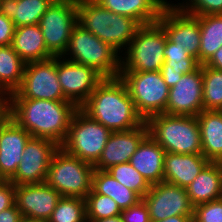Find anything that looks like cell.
<instances>
[{
  "label": "cell",
  "instance_id": "obj_32",
  "mask_svg": "<svg viewBox=\"0 0 222 222\" xmlns=\"http://www.w3.org/2000/svg\"><path fill=\"white\" fill-rule=\"evenodd\" d=\"M106 171L120 184L133 190L141 198L150 190L151 185L129 162L113 165Z\"/></svg>",
  "mask_w": 222,
  "mask_h": 222
},
{
  "label": "cell",
  "instance_id": "obj_22",
  "mask_svg": "<svg viewBox=\"0 0 222 222\" xmlns=\"http://www.w3.org/2000/svg\"><path fill=\"white\" fill-rule=\"evenodd\" d=\"M113 13L135 19L140 25L156 23L167 0H95Z\"/></svg>",
  "mask_w": 222,
  "mask_h": 222
},
{
  "label": "cell",
  "instance_id": "obj_11",
  "mask_svg": "<svg viewBox=\"0 0 222 222\" xmlns=\"http://www.w3.org/2000/svg\"><path fill=\"white\" fill-rule=\"evenodd\" d=\"M12 99L67 100L57 74V57L26 63L22 83Z\"/></svg>",
  "mask_w": 222,
  "mask_h": 222
},
{
  "label": "cell",
  "instance_id": "obj_45",
  "mask_svg": "<svg viewBox=\"0 0 222 222\" xmlns=\"http://www.w3.org/2000/svg\"><path fill=\"white\" fill-rule=\"evenodd\" d=\"M88 222H123L121 215L113 216L109 218H103L99 220H87Z\"/></svg>",
  "mask_w": 222,
  "mask_h": 222
},
{
  "label": "cell",
  "instance_id": "obj_36",
  "mask_svg": "<svg viewBox=\"0 0 222 222\" xmlns=\"http://www.w3.org/2000/svg\"><path fill=\"white\" fill-rule=\"evenodd\" d=\"M192 219L196 222H222V198L194 207Z\"/></svg>",
  "mask_w": 222,
  "mask_h": 222
},
{
  "label": "cell",
  "instance_id": "obj_24",
  "mask_svg": "<svg viewBox=\"0 0 222 222\" xmlns=\"http://www.w3.org/2000/svg\"><path fill=\"white\" fill-rule=\"evenodd\" d=\"M186 190L193 207L222 198L220 163L210 162Z\"/></svg>",
  "mask_w": 222,
  "mask_h": 222
},
{
  "label": "cell",
  "instance_id": "obj_38",
  "mask_svg": "<svg viewBox=\"0 0 222 222\" xmlns=\"http://www.w3.org/2000/svg\"><path fill=\"white\" fill-rule=\"evenodd\" d=\"M15 204V185L6 180L0 185V212Z\"/></svg>",
  "mask_w": 222,
  "mask_h": 222
},
{
  "label": "cell",
  "instance_id": "obj_27",
  "mask_svg": "<svg viewBox=\"0 0 222 222\" xmlns=\"http://www.w3.org/2000/svg\"><path fill=\"white\" fill-rule=\"evenodd\" d=\"M92 189L97 194L112 198L121 211L136 205L142 200L137 193L124 187L106 170H94L92 175Z\"/></svg>",
  "mask_w": 222,
  "mask_h": 222
},
{
  "label": "cell",
  "instance_id": "obj_35",
  "mask_svg": "<svg viewBox=\"0 0 222 222\" xmlns=\"http://www.w3.org/2000/svg\"><path fill=\"white\" fill-rule=\"evenodd\" d=\"M186 5L177 6L191 16L222 14V0H188Z\"/></svg>",
  "mask_w": 222,
  "mask_h": 222
},
{
  "label": "cell",
  "instance_id": "obj_40",
  "mask_svg": "<svg viewBox=\"0 0 222 222\" xmlns=\"http://www.w3.org/2000/svg\"><path fill=\"white\" fill-rule=\"evenodd\" d=\"M14 30L13 21L0 12V46L11 45Z\"/></svg>",
  "mask_w": 222,
  "mask_h": 222
},
{
  "label": "cell",
  "instance_id": "obj_5",
  "mask_svg": "<svg viewBox=\"0 0 222 222\" xmlns=\"http://www.w3.org/2000/svg\"><path fill=\"white\" fill-rule=\"evenodd\" d=\"M65 55H71L69 61L93 67L104 78L119 77L121 56L118 51L78 23L72 30Z\"/></svg>",
  "mask_w": 222,
  "mask_h": 222
},
{
  "label": "cell",
  "instance_id": "obj_1",
  "mask_svg": "<svg viewBox=\"0 0 222 222\" xmlns=\"http://www.w3.org/2000/svg\"><path fill=\"white\" fill-rule=\"evenodd\" d=\"M78 107L69 100L12 99V119L32 137L65 141Z\"/></svg>",
  "mask_w": 222,
  "mask_h": 222
},
{
  "label": "cell",
  "instance_id": "obj_41",
  "mask_svg": "<svg viewBox=\"0 0 222 222\" xmlns=\"http://www.w3.org/2000/svg\"><path fill=\"white\" fill-rule=\"evenodd\" d=\"M163 80L169 88H172L184 75L182 70H175L170 65H162L160 70Z\"/></svg>",
  "mask_w": 222,
  "mask_h": 222
},
{
  "label": "cell",
  "instance_id": "obj_25",
  "mask_svg": "<svg viewBox=\"0 0 222 222\" xmlns=\"http://www.w3.org/2000/svg\"><path fill=\"white\" fill-rule=\"evenodd\" d=\"M202 155L210 162L222 161V112L203 110L197 116Z\"/></svg>",
  "mask_w": 222,
  "mask_h": 222
},
{
  "label": "cell",
  "instance_id": "obj_6",
  "mask_svg": "<svg viewBox=\"0 0 222 222\" xmlns=\"http://www.w3.org/2000/svg\"><path fill=\"white\" fill-rule=\"evenodd\" d=\"M167 35L158 23L141 25L121 57L120 72L160 71L164 64L163 51Z\"/></svg>",
  "mask_w": 222,
  "mask_h": 222
},
{
  "label": "cell",
  "instance_id": "obj_30",
  "mask_svg": "<svg viewBox=\"0 0 222 222\" xmlns=\"http://www.w3.org/2000/svg\"><path fill=\"white\" fill-rule=\"evenodd\" d=\"M202 102L204 110L222 109V71L203 64Z\"/></svg>",
  "mask_w": 222,
  "mask_h": 222
},
{
  "label": "cell",
  "instance_id": "obj_47",
  "mask_svg": "<svg viewBox=\"0 0 222 222\" xmlns=\"http://www.w3.org/2000/svg\"><path fill=\"white\" fill-rule=\"evenodd\" d=\"M6 179L0 174V185H2Z\"/></svg>",
  "mask_w": 222,
  "mask_h": 222
},
{
  "label": "cell",
  "instance_id": "obj_3",
  "mask_svg": "<svg viewBox=\"0 0 222 222\" xmlns=\"http://www.w3.org/2000/svg\"><path fill=\"white\" fill-rule=\"evenodd\" d=\"M77 23L118 52L127 48L141 26L135 19L113 13L95 0H77Z\"/></svg>",
  "mask_w": 222,
  "mask_h": 222
},
{
  "label": "cell",
  "instance_id": "obj_37",
  "mask_svg": "<svg viewBox=\"0 0 222 222\" xmlns=\"http://www.w3.org/2000/svg\"><path fill=\"white\" fill-rule=\"evenodd\" d=\"M123 222H151L146 203L140 200L136 205L121 211Z\"/></svg>",
  "mask_w": 222,
  "mask_h": 222
},
{
  "label": "cell",
  "instance_id": "obj_12",
  "mask_svg": "<svg viewBox=\"0 0 222 222\" xmlns=\"http://www.w3.org/2000/svg\"><path fill=\"white\" fill-rule=\"evenodd\" d=\"M59 147L52 140L31 137L25 145L22 160L9 181L15 186L45 182L51 159Z\"/></svg>",
  "mask_w": 222,
  "mask_h": 222
},
{
  "label": "cell",
  "instance_id": "obj_29",
  "mask_svg": "<svg viewBox=\"0 0 222 222\" xmlns=\"http://www.w3.org/2000/svg\"><path fill=\"white\" fill-rule=\"evenodd\" d=\"M199 27V64L203 65L222 46V14L199 16Z\"/></svg>",
  "mask_w": 222,
  "mask_h": 222
},
{
  "label": "cell",
  "instance_id": "obj_31",
  "mask_svg": "<svg viewBox=\"0 0 222 222\" xmlns=\"http://www.w3.org/2000/svg\"><path fill=\"white\" fill-rule=\"evenodd\" d=\"M86 202L79 197L62 196L47 222H86Z\"/></svg>",
  "mask_w": 222,
  "mask_h": 222
},
{
  "label": "cell",
  "instance_id": "obj_28",
  "mask_svg": "<svg viewBox=\"0 0 222 222\" xmlns=\"http://www.w3.org/2000/svg\"><path fill=\"white\" fill-rule=\"evenodd\" d=\"M25 66L11 45L0 46V88L15 92L22 83Z\"/></svg>",
  "mask_w": 222,
  "mask_h": 222
},
{
  "label": "cell",
  "instance_id": "obj_23",
  "mask_svg": "<svg viewBox=\"0 0 222 222\" xmlns=\"http://www.w3.org/2000/svg\"><path fill=\"white\" fill-rule=\"evenodd\" d=\"M11 47L25 63L53 58L48 52L41 28L38 24L15 28Z\"/></svg>",
  "mask_w": 222,
  "mask_h": 222
},
{
  "label": "cell",
  "instance_id": "obj_15",
  "mask_svg": "<svg viewBox=\"0 0 222 222\" xmlns=\"http://www.w3.org/2000/svg\"><path fill=\"white\" fill-rule=\"evenodd\" d=\"M167 38L184 48L199 63L201 32L199 16L184 13L176 4H168L157 21Z\"/></svg>",
  "mask_w": 222,
  "mask_h": 222
},
{
  "label": "cell",
  "instance_id": "obj_19",
  "mask_svg": "<svg viewBox=\"0 0 222 222\" xmlns=\"http://www.w3.org/2000/svg\"><path fill=\"white\" fill-rule=\"evenodd\" d=\"M32 136L14 119L0 127V174L9 180L22 160L26 143Z\"/></svg>",
  "mask_w": 222,
  "mask_h": 222
},
{
  "label": "cell",
  "instance_id": "obj_20",
  "mask_svg": "<svg viewBox=\"0 0 222 222\" xmlns=\"http://www.w3.org/2000/svg\"><path fill=\"white\" fill-rule=\"evenodd\" d=\"M209 163L202 154L166 153L163 181L187 189Z\"/></svg>",
  "mask_w": 222,
  "mask_h": 222
},
{
  "label": "cell",
  "instance_id": "obj_16",
  "mask_svg": "<svg viewBox=\"0 0 222 222\" xmlns=\"http://www.w3.org/2000/svg\"><path fill=\"white\" fill-rule=\"evenodd\" d=\"M203 65L181 79L169 89L166 114L197 116L204 110L202 102Z\"/></svg>",
  "mask_w": 222,
  "mask_h": 222
},
{
  "label": "cell",
  "instance_id": "obj_26",
  "mask_svg": "<svg viewBox=\"0 0 222 222\" xmlns=\"http://www.w3.org/2000/svg\"><path fill=\"white\" fill-rule=\"evenodd\" d=\"M55 0H0V12L11 19L15 28L37 25Z\"/></svg>",
  "mask_w": 222,
  "mask_h": 222
},
{
  "label": "cell",
  "instance_id": "obj_10",
  "mask_svg": "<svg viewBox=\"0 0 222 222\" xmlns=\"http://www.w3.org/2000/svg\"><path fill=\"white\" fill-rule=\"evenodd\" d=\"M77 24V0H55L39 20L48 52L63 57Z\"/></svg>",
  "mask_w": 222,
  "mask_h": 222
},
{
  "label": "cell",
  "instance_id": "obj_17",
  "mask_svg": "<svg viewBox=\"0 0 222 222\" xmlns=\"http://www.w3.org/2000/svg\"><path fill=\"white\" fill-rule=\"evenodd\" d=\"M61 197L46 182L15 186V204L24 218L47 222Z\"/></svg>",
  "mask_w": 222,
  "mask_h": 222
},
{
  "label": "cell",
  "instance_id": "obj_18",
  "mask_svg": "<svg viewBox=\"0 0 222 222\" xmlns=\"http://www.w3.org/2000/svg\"><path fill=\"white\" fill-rule=\"evenodd\" d=\"M148 135L147 123L127 131L112 132L94 170H107L116 164L130 162L138 145Z\"/></svg>",
  "mask_w": 222,
  "mask_h": 222
},
{
  "label": "cell",
  "instance_id": "obj_13",
  "mask_svg": "<svg viewBox=\"0 0 222 222\" xmlns=\"http://www.w3.org/2000/svg\"><path fill=\"white\" fill-rule=\"evenodd\" d=\"M142 200L146 203L151 222L172 216H193L194 207L187 190L168 182L151 185Z\"/></svg>",
  "mask_w": 222,
  "mask_h": 222
},
{
  "label": "cell",
  "instance_id": "obj_8",
  "mask_svg": "<svg viewBox=\"0 0 222 222\" xmlns=\"http://www.w3.org/2000/svg\"><path fill=\"white\" fill-rule=\"evenodd\" d=\"M111 133L78 108L71 119L67 137L60 147L69 155L94 165Z\"/></svg>",
  "mask_w": 222,
  "mask_h": 222
},
{
  "label": "cell",
  "instance_id": "obj_4",
  "mask_svg": "<svg viewBox=\"0 0 222 222\" xmlns=\"http://www.w3.org/2000/svg\"><path fill=\"white\" fill-rule=\"evenodd\" d=\"M148 134L166 151L174 154H202L201 134L196 116L156 114L146 121Z\"/></svg>",
  "mask_w": 222,
  "mask_h": 222
},
{
  "label": "cell",
  "instance_id": "obj_42",
  "mask_svg": "<svg viewBox=\"0 0 222 222\" xmlns=\"http://www.w3.org/2000/svg\"><path fill=\"white\" fill-rule=\"evenodd\" d=\"M22 218L16 204L0 212V222H20Z\"/></svg>",
  "mask_w": 222,
  "mask_h": 222
},
{
  "label": "cell",
  "instance_id": "obj_43",
  "mask_svg": "<svg viewBox=\"0 0 222 222\" xmlns=\"http://www.w3.org/2000/svg\"><path fill=\"white\" fill-rule=\"evenodd\" d=\"M204 65L222 71V46L212 55V57Z\"/></svg>",
  "mask_w": 222,
  "mask_h": 222
},
{
  "label": "cell",
  "instance_id": "obj_7",
  "mask_svg": "<svg viewBox=\"0 0 222 222\" xmlns=\"http://www.w3.org/2000/svg\"><path fill=\"white\" fill-rule=\"evenodd\" d=\"M94 166L61 147L53 154L45 182L61 196L85 199L92 190Z\"/></svg>",
  "mask_w": 222,
  "mask_h": 222
},
{
  "label": "cell",
  "instance_id": "obj_46",
  "mask_svg": "<svg viewBox=\"0 0 222 222\" xmlns=\"http://www.w3.org/2000/svg\"><path fill=\"white\" fill-rule=\"evenodd\" d=\"M20 222H42V220H36V219H29V218H22Z\"/></svg>",
  "mask_w": 222,
  "mask_h": 222
},
{
  "label": "cell",
  "instance_id": "obj_44",
  "mask_svg": "<svg viewBox=\"0 0 222 222\" xmlns=\"http://www.w3.org/2000/svg\"><path fill=\"white\" fill-rule=\"evenodd\" d=\"M193 216H172L165 220L152 221V222H190Z\"/></svg>",
  "mask_w": 222,
  "mask_h": 222
},
{
  "label": "cell",
  "instance_id": "obj_9",
  "mask_svg": "<svg viewBox=\"0 0 222 222\" xmlns=\"http://www.w3.org/2000/svg\"><path fill=\"white\" fill-rule=\"evenodd\" d=\"M119 77L144 121L152 115L165 113L170 88L160 71L120 72Z\"/></svg>",
  "mask_w": 222,
  "mask_h": 222
},
{
  "label": "cell",
  "instance_id": "obj_34",
  "mask_svg": "<svg viewBox=\"0 0 222 222\" xmlns=\"http://www.w3.org/2000/svg\"><path fill=\"white\" fill-rule=\"evenodd\" d=\"M163 55L165 57L163 65H170L175 70L180 69L184 74L192 73L200 66L196 58L168 38L166 39Z\"/></svg>",
  "mask_w": 222,
  "mask_h": 222
},
{
  "label": "cell",
  "instance_id": "obj_21",
  "mask_svg": "<svg viewBox=\"0 0 222 222\" xmlns=\"http://www.w3.org/2000/svg\"><path fill=\"white\" fill-rule=\"evenodd\" d=\"M166 151L148 134L131 156L130 164L150 184L163 181Z\"/></svg>",
  "mask_w": 222,
  "mask_h": 222
},
{
  "label": "cell",
  "instance_id": "obj_33",
  "mask_svg": "<svg viewBox=\"0 0 222 222\" xmlns=\"http://www.w3.org/2000/svg\"><path fill=\"white\" fill-rule=\"evenodd\" d=\"M85 202L87 220H99L121 215V210L112 198L97 194L93 189L86 196Z\"/></svg>",
  "mask_w": 222,
  "mask_h": 222
},
{
  "label": "cell",
  "instance_id": "obj_14",
  "mask_svg": "<svg viewBox=\"0 0 222 222\" xmlns=\"http://www.w3.org/2000/svg\"><path fill=\"white\" fill-rule=\"evenodd\" d=\"M61 59L57 57V74L64 97L80 108L104 77L93 67Z\"/></svg>",
  "mask_w": 222,
  "mask_h": 222
},
{
  "label": "cell",
  "instance_id": "obj_2",
  "mask_svg": "<svg viewBox=\"0 0 222 222\" xmlns=\"http://www.w3.org/2000/svg\"><path fill=\"white\" fill-rule=\"evenodd\" d=\"M80 108L111 132L131 130L145 122L120 77L104 78Z\"/></svg>",
  "mask_w": 222,
  "mask_h": 222
},
{
  "label": "cell",
  "instance_id": "obj_39",
  "mask_svg": "<svg viewBox=\"0 0 222 222\" xmlns=\"http://www.w3.org/2000/svg\"><path fill=\"white\" fill-rule=\"evenodd\" d=\"M11 118L12 93L0 88V127L7 123Z\"/></svg>",
  "mask_w": 222,
  "mask_h": 222
}]
</instances>
